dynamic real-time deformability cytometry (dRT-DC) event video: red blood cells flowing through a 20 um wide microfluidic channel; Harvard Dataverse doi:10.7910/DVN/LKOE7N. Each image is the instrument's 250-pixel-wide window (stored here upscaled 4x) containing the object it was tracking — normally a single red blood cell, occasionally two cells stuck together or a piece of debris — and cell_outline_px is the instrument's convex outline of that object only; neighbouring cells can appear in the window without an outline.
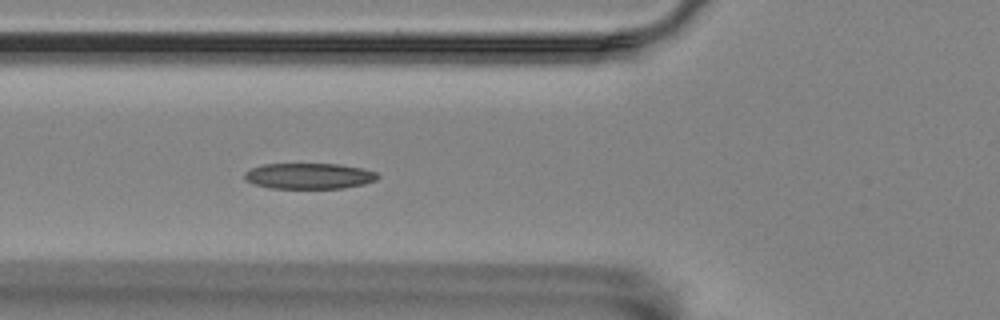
{"species": "Egyptian fruit bat (a non-hibernating species)", "species_latin": "Rousettus aegyptiacus", "temperature_condition": "room temperature", "stored_images_in_passage": 58, "camera_frame_rate_fps": 3000, "um_per_image_px": 0.085, "animal": {"sex": "female"}, "frame": {"image": 1, "passage_image": 21, "time_ms": 6.667, "image_size_px": [1000, 320], "cell_outline_px": [[380, 176], [376, 180], [364, 184], [344, 188], [272, 188], [252, 184], [244, 180], [244, 172], [252, 168], [264, 164], [340, 164], [364, 168], [376, 172]], "centroid_in_image_um": [26.28, 14.96], "position_along_channel_um": 99.5, "area_um2": 20.17}}
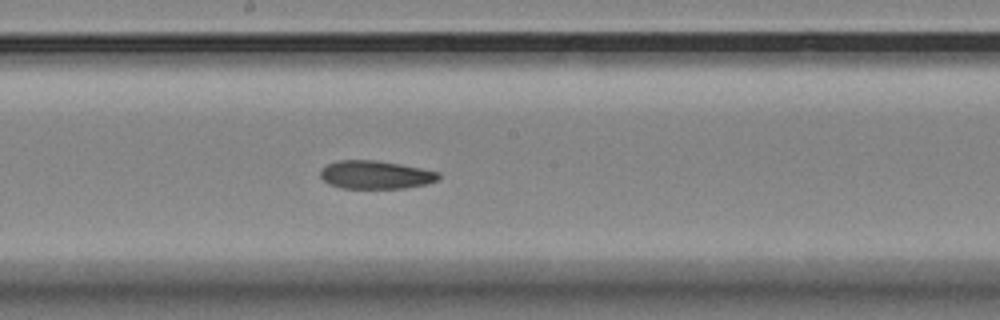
{"frame": {"image": 2, "passage_image": 31, "time_ms": 10.0, "image_size_px": [1000, 320], "cell_outline_px": [[440, 180], [428, 184], [404, 188], [340, 188], [328, 184], [320, 176], [320, 168], [328, 164], [340, 160], [376, 160], [400, 164], [440, 172]], "centroid_in_image_um": [31.93, 14.86], "position_along_channel_um": 216.3, "area_um2": 19.59}}
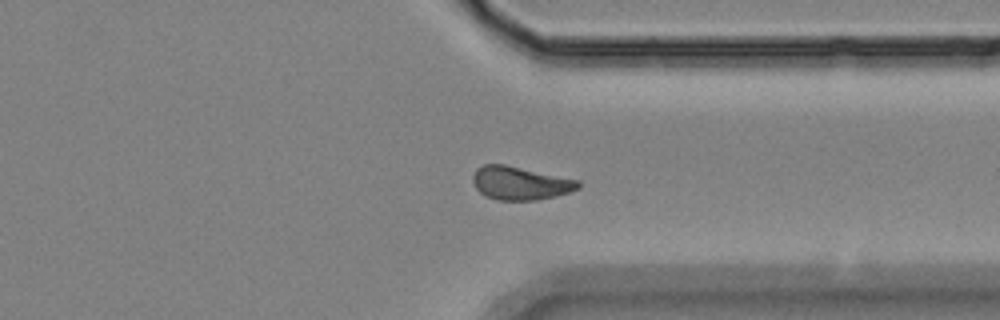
{"frame": {"image": 3, "passage_image": 44, "time_ms": 14.333, "image_size_px": [1000, 320], "cell_outline_px": [[580, 188], [556, 196], [536, 200], [496, 200], [484, 196], [476, 188], [472, 180], [472, 176], [476, 168], [484, 164], [504, 164], [580, 180]], "centroid_in_image_um": [44.2, 15.57], "position_along_channel_um": 367.2, "area_um2": 20.58}, "authors_computed_cell_mechanics": {"area_um2": 20.4323, "velocity_mm_per_s": 3.4858, "shape_relaxation_time_tau1_ms": 9.9891, "shape_relaxation_time_tau2_ms": 3.9897, "deformation_change_tau1": 0.189, "deformation_change_tau2": 0.0999}}